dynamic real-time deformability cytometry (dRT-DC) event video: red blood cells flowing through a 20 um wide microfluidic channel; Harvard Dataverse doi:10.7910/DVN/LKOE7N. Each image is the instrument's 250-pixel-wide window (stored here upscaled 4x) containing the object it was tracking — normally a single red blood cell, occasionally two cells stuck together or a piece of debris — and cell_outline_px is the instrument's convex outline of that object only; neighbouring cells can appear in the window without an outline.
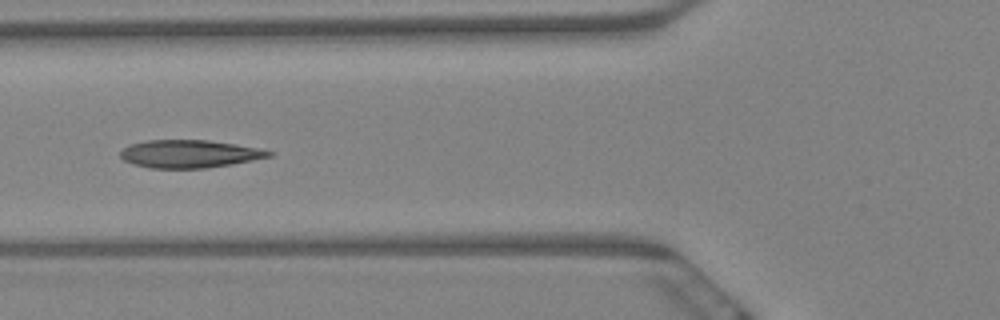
{"species": "Egyptian fruit bat (a non-hibernating species)", "species_latin": "Rousettus aegyptiacus", "temperature_condition": "warm", "stored_images_in_passage": 11, "camera_frame_rate_fps": 3000, "um_per_image_px": 0.085, "animal": {"sex": "female"}, "frame": {"image": 1, "passage_image": 7, "time_ms": 2.0, "image_size_px": [1000, 320], "cell_outline_px": [[276, 152], [272, 156], [232, 164], [204, 168], [148, 168], [132, 164], [124, 160], [120, 156], [120, 152], [124, 148], [132, 144], [148, 140], [208, 140], [236, 144]], "centroid_in_image_um": [16.1, 13.08], "position_along_channel_um": 109.7, "area_um2": 23.99}}
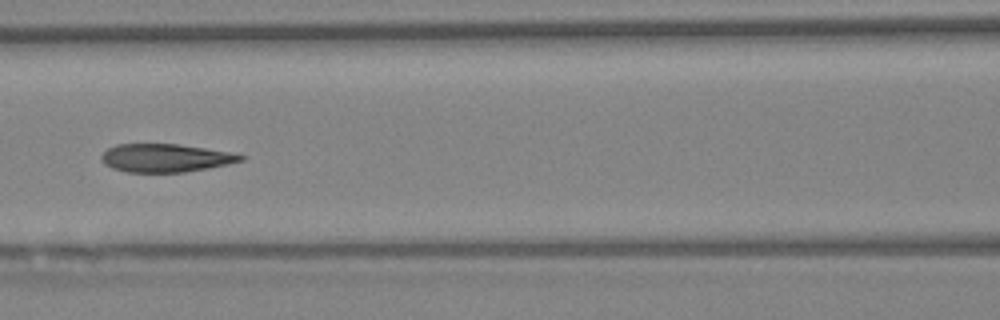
{"frame": {"image": 2, "passage_image": 8, "time_ms": 2.333, "image_size_px": [1000, 320], "cell_outline_px": [[244, 160], [228, 164], [208, 168], [184, 172], [128, 172], [112, 168], [104, 164], [100, 160], [100, 156], [108, 148], [116, 144], [176, 144], [236, 152], [244, 156]], "centroid_in_image_um": [14.08, 13.42], "position_along_channel_um": 152.5, "area_um2": 23.0}}